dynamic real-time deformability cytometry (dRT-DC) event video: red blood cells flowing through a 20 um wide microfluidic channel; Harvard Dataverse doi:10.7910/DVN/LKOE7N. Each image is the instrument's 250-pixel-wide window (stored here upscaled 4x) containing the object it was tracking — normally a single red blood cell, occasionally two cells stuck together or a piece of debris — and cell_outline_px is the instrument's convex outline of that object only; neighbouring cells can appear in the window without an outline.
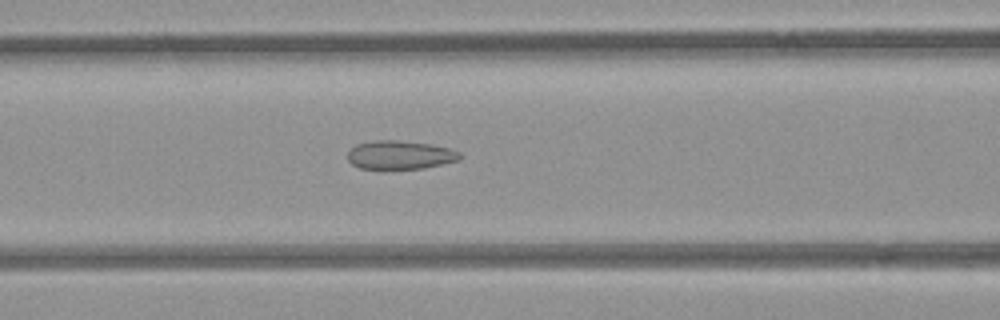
{"species": "common noctule bat (a hibernating species)", "species_latin": "Nyctalus noctula", "temperature_condition": "room temperature", "stored_images_in_passage": 48, "camera_frame_rate_fps": 3000, "um_per_image_px": 0.085, "animal": {"sex": "female", "body_mass_g": 21.9}, "frame": {"image": 1, "passage_image": 17, "time_ms": 5.333, "image_size_px": [1000, 320], "cell_outline_px": [[460, 160], [424, 168], [360, 168], [352, 164], [348, 160], [348, 152], [356, 144], [376, 140], [396, 140], [428, 144], [448, 148], [460, 152]], "centroid_in_image_um": [33.99, 13.16], "position_along_channel_um": 132.6, "area_um2": 18.38}}
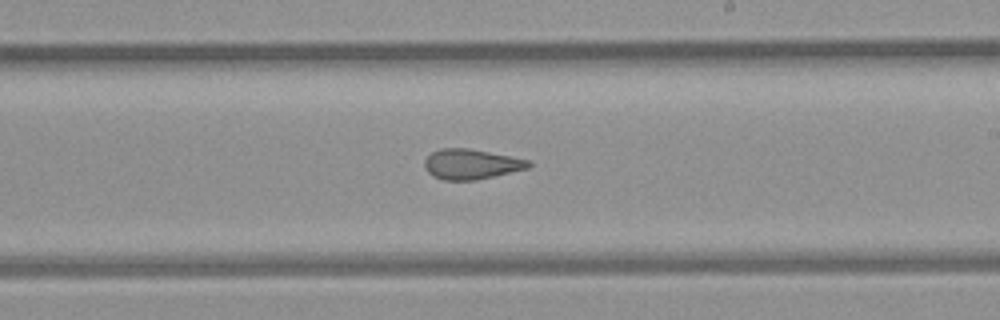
{"frame": {"image": 2, "passage_image": 26, "time_ms": 8.333, "image_size_px": [1000, 320], "cell_outline_px": [[532, 164], [528, 168], [476, 180], [444, 180], [432, 176], [424, 168], [424, 160], [432, 152], [440, 148], [468, 148], [528, 160]], "centroid_in_image_um": [40.0, 13.96], "position_along_channel_um": 249.0, "area_um2": 18.09}}
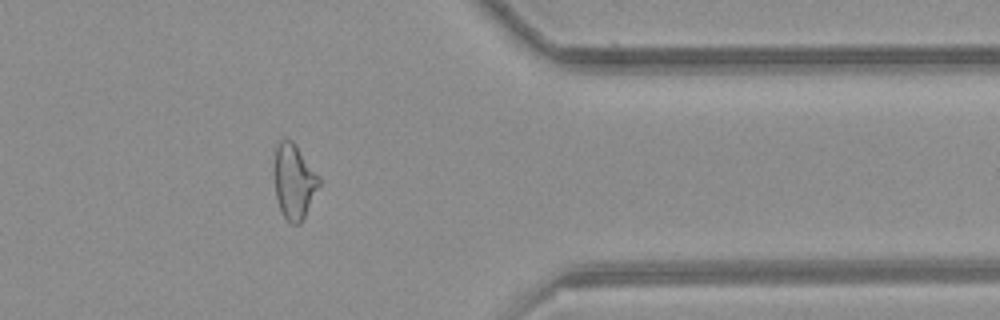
{"frame": {"image": 3, "passage_image": 38, "time_ms": 12.333, "image_size_px": [1000, 320], "cell_outline_px": [[320, 184], [300, 224], [292, 224], [284, 216], [280, 208], [276, 196], [276, 144], [280, 140], [292, 140], [296, 144], [320, 176]], "centroid_in_image_um": [25.03, 15.4], "position_along_channel_um": 386.4, "area_um2": 19.02}, "authors_computed_cell_mechanics": {"area_um2": 19.7387, "velocity_mm_per_s": 3.8824, "shape_relaxation_time_tau1_ms": null, "shape_relaxation_time_tau2_ms": 1.8412, "deformation_change_tau1": null, "deformation_change_tau2": 0.0927}}